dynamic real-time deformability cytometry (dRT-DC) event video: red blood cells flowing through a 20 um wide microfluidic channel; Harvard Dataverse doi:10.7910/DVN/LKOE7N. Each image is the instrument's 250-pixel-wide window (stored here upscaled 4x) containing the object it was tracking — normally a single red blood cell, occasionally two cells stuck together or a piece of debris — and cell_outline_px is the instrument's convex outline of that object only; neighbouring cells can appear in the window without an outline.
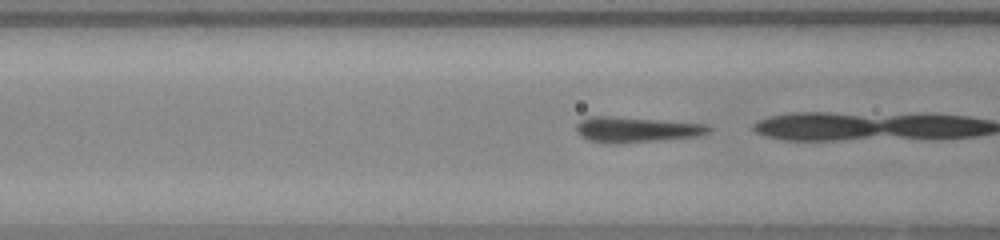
{"species": "common noctule bat (a hibernating species)", "species_latin": "Nyctalus noctula", "temperature_condition": "warm", "stored_images_in_passage": 17, "camera_frame_rate_fps": 3000, "um_per_image_px": 0.085, "animal": {"sex": "female", "body_mass_g": 23.0, "forearm_length_mm": 53.4}, "frame": {"image": 1, "passage_image": 10, "time_ms": 3.0, "image_size_px": [1000, 240], "cell_outline_px": [[712, 128], [708, 132], [696, 136], [656, 140], [612, 144], [588, 140], [580, 136], [576, 132], [576, 124], [580, 120], [588, 116], [608, 116], [660, 120], [708, 124]], "centroid_in_image_um": [54.01, 11.01], "position_along_channel_um": 112.6, "area_um2": 19.48}}